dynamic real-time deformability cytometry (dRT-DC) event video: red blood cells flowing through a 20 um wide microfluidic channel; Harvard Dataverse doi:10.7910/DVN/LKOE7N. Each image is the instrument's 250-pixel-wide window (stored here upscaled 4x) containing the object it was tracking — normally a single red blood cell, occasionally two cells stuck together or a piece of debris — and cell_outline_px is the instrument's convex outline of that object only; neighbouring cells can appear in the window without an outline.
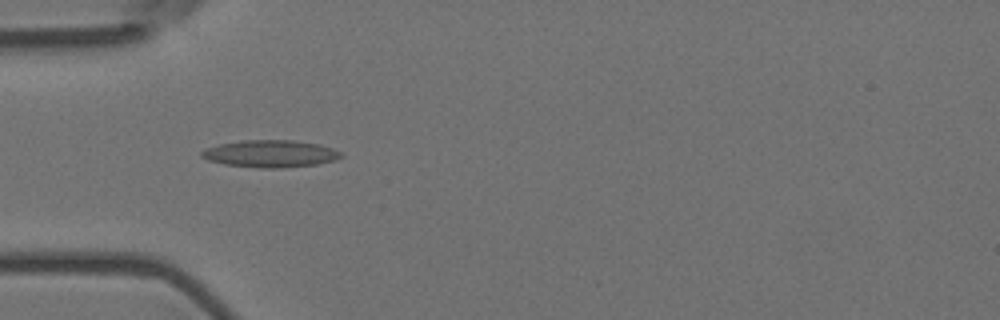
{"species": "Egyptian fruit bat (a non-hibernating species)", "species_latin": "Rousettus aegyptiacus", "temperature_condition": "room temperature", "stored_images_in_passage": 2, "camera_frame_rate_fps": 3000, "um_per_image_px": 0.085, "animal": {"sex": "female"}, "frame": {"image": 1, "passage_image": 1, "time_ms": 0.0, "image_size_px": [1000, 320], "cell_outline_px": [[344, 156], [336, 160], [316, 164], [276, 168], [260, 168], [224, 164], [208, 160], [200, 156], [200, 152], [208, 148], [220, 144], [240, 140], [292, 140], [320, 144], [344, 152]], "centroid_in_image_um": [23.02, 13.06], "position_along_channel_um": 62.0, "area_um2": 22.14}}
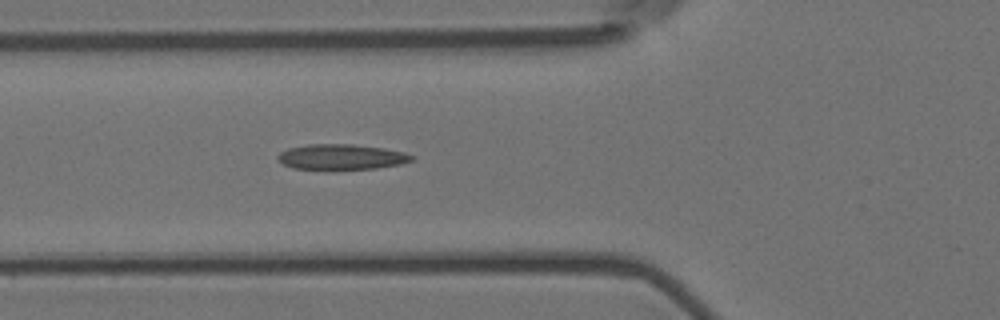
{"frame": {"image": 2, "passage_image": 2, "time_ms": 0.333, "image_size_px": [1000, 320], "cell_outline_px": [[416, 156], [412, 160], [400, 164], [376, 168], [332, 172], [328, 172], [292, 168], [284, 164], [276, 156], [280, 152], [288, 148], [308, 144], [352, 144], [384, 148], [404, 152]], "centroid_in_image_um": [28.99, 13.38], "position_along_channel_um": 96.8, "area_um2": 20.69}}